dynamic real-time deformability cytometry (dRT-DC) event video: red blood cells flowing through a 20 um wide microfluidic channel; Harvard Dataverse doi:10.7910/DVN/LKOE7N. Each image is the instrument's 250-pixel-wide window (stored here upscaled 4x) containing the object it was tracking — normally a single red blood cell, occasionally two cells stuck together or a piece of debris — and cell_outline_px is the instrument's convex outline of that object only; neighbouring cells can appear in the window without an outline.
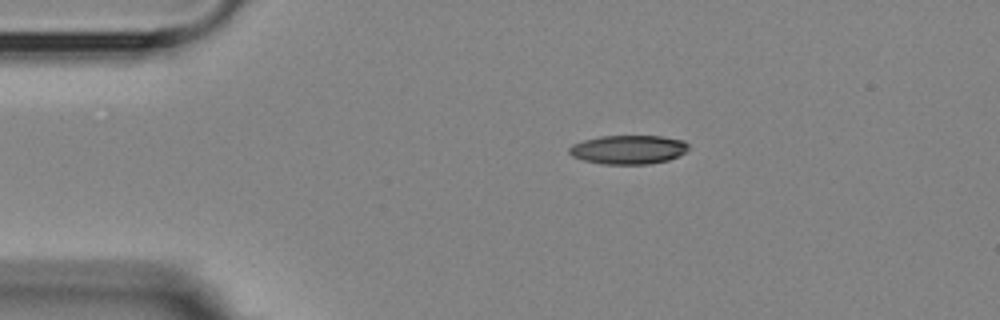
{"species": "Egyptian fruit bat (a non-hibernating species)", "species_latin": "Rousettus aegyptiacus", "temperature_condition": "room temperature", "stored_images_in_passage": 3, "camera_frame_rate_fps": 3000, "um_per_image_px": 0.085, "animal": {"sex": "female"}, "frame": {"image": 1, "passage_image": 1, "time_ms": 0.0, "image_size_px": [1000, 320], "cell_outline_px": [[688, 148], [684, 152], [668, 160], [648, 164], [604, 164], [584, 160], [572, 156], [568, 152], [568, 148], [572, 144], [584, 140], [600, 136], [660, 136], [684, 140], [688, 144]], "centroid_in_image_um": [53.38, 12.71], "position_along_channel_um": 31.6, "area_um2": 20.0}}
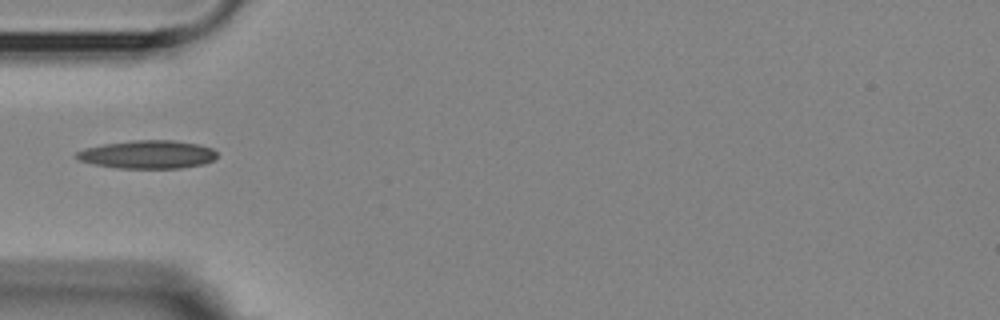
{"frame": {"image": 2, "passage_image": 3, "time_ms": 2.333, "image_size_px": [1000, 320], "cell_outline_px": [[216, 160], [204, 164], [180, 168], [116, 168], [76, 160], [76, 152], [84, 148], [104, 144], [132, 140], [172, 140], [200, 144], [212, 148], [216, 152]], "centroid_in_image_um": [12.57, 13.13], "position_along_channel_um": 72.4, "area_um2": 23.24}}